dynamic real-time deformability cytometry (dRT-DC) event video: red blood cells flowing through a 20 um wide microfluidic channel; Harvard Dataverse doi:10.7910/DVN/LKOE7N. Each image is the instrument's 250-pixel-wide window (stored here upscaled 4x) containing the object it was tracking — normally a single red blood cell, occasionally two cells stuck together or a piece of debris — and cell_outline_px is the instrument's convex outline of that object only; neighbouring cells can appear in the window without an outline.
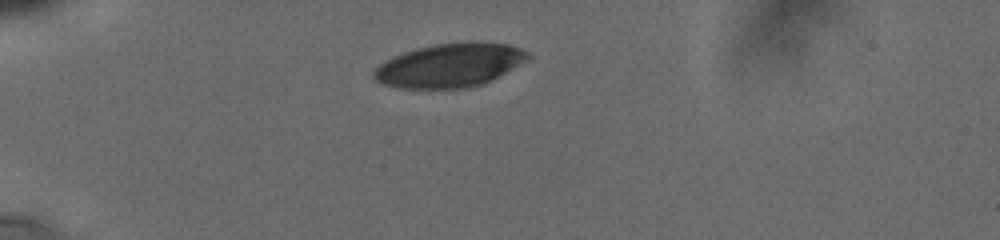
{"species": "human", "species_latin": "Homo sapiens", "temperature_condition": "cold", "stored_images_in_passage": 7, "camera_frame_rate_fps": 3000, "um_per_image_px": 0.085, "donor": {"sex": "male"}, "frame": {"image": 1, "passage_image": 1, "time_ms": 0.0, "image_size_px": [1000, 240], "cell_outline_px": [[532, 56], [504, 72], [480, 84], [464, 88], [400, 88], [384, 84], [376, 80], [372, 76], [372, 72], [380, 64], [392, 56], [416, 48], [432, 44], [468, 40], [476, 40], [508, 44], [520, 48]], "centroid_in_image_um": [38.18, 5.51], "position_along_channel_um": 46.8, "area_um2": 39.13}}